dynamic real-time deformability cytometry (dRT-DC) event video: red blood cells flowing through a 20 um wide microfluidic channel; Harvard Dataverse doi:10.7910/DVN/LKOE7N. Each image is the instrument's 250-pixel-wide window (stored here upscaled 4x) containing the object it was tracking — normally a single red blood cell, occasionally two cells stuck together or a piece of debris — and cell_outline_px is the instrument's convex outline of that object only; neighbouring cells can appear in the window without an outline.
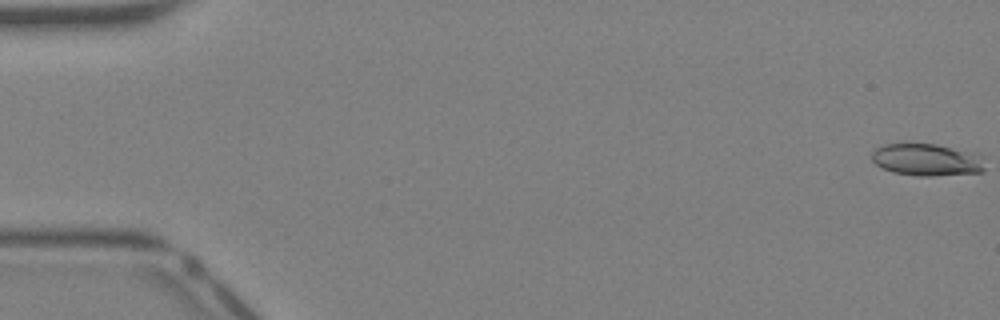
{"species": "Egyptian fruit bat (a non-hibernating species)", "species_latin": "Rousettus aegyptiacus", "temperature_condition": "warm", "stored_images_in_passage": 41, "camera_frame_rate_fps": 3000, "um_per_image_px": 0.085, "animal": {"sex": "female"}, "frame": {"image": 1, "passage_image": 1, "time_ms": 0.0, "image_size_px": [1000, 320], "cell_outline_px": [[984, 172], [932, 176], [920, 176], [892, 172], [876, 164], [872, 160], [872, 152], [876, 148], [884, 144], [936, 144], [960, 152], [984, 168]], "centroid_in_image_um": [78.52, 13.61], "position_along_channel_um": 6.5, "area_um2": 19.65}}
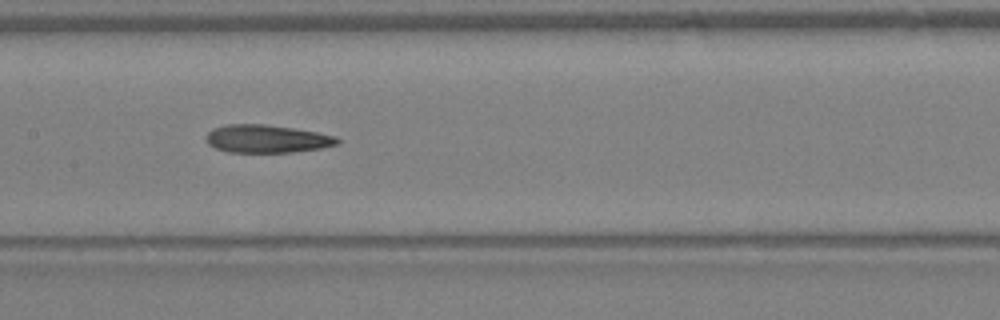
{"frame": {"image": 2, "passage_image": 21, "time_ms": 6.667, "image_size_px": [1000, 320], "cell_outline_px": [[340, 144], [320, 148], [292, 152], [228, 152], [216, 148], [208, 144], [204, 136], [212, 128], [224, 124], [264, 124], [292, 128], [316, 132], [336, 136], [340, 140]], "centroid_in_image_um": [22.65, 11.79], "position_along_channel_um": 184.8, "area_um2": 21.44}}
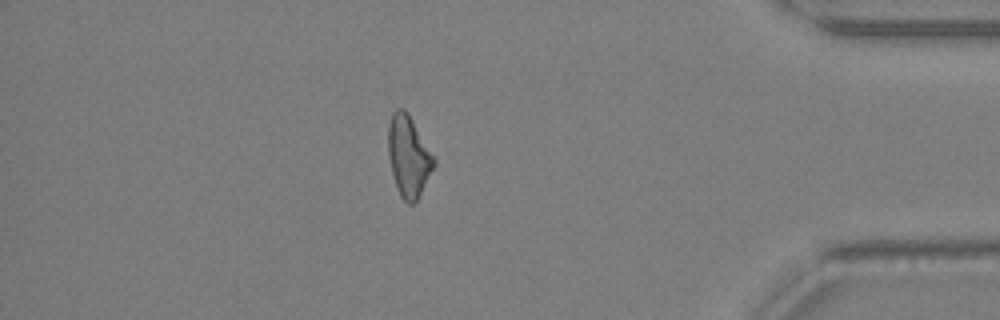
{"frame": {"image": 3, "passage_image": 36, "time_ms": 11.667, "image_size_px": [1000, 320], "cell_outline_px": [[436, 164], [416, 200], [412, 204], [408, 204], [400, 196], [392, 172], [388, 156], [388, 124], [392, 112], [396, 108], [404, 108], [408, 112], [436, 160]], "centroid_in_image_um": [34.71, 13.23], "position_along_channel_um": 400.5, "area_um2": 21.44}}